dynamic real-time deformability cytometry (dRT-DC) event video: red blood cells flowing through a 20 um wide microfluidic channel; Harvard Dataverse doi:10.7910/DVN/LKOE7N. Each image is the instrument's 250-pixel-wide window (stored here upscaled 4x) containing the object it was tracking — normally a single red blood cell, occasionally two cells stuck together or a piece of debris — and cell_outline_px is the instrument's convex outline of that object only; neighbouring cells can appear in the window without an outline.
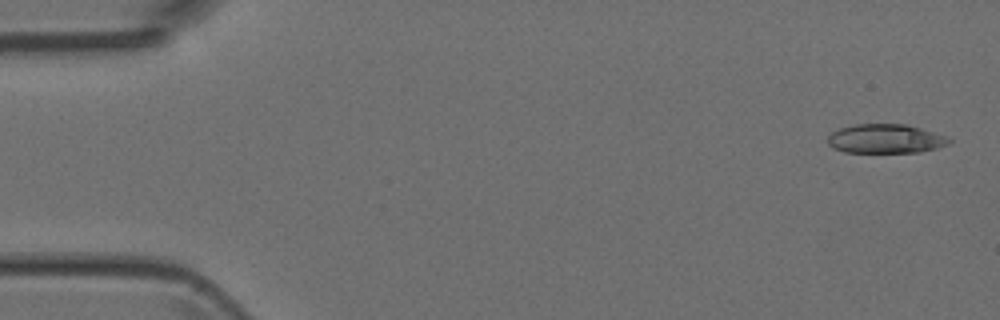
{"species": "Egyptian fruit bat (a non-hibernating species)", "species_latin": "Rousettus aegyptiacus", "temperature_condition": "room temperature", "stored_images_in_passage": 5, "camera_frame_rate_fps": 3000, "um_per_image_px": 0.085, "animal": {"sex": "female"}, "frame": {"image": 1, "passage_image": 1, "time_ms": 0.0, "image_size_px": [1000, 320], "cell_outline_px": [[952, 140], [948, 144], [936, 148], [920, 152], [844, 152], [832, 148], [828, 144], [828, 136], [832, 132], [840, 128], [856, 124], [904, 124], [920, 128], [944, 136]], "centroid_in_image_um": [75.23, 11.8], "position_along_channel_um": 9.8, "area_um2": 20.4}}
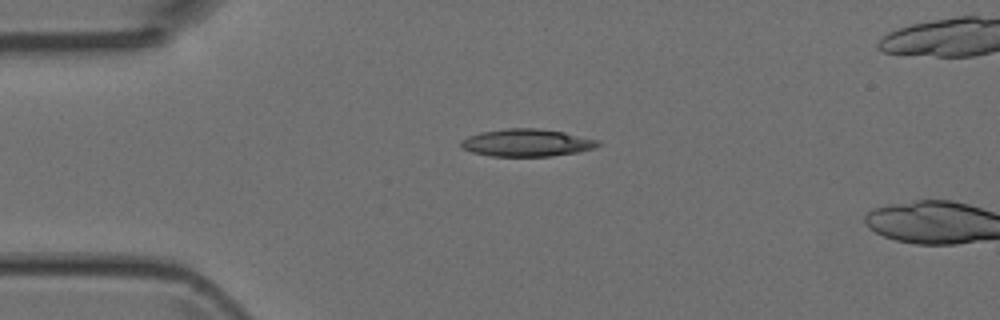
{"frame": {"image": 2, "passage_image": 4, "time_ms": 3.333, "image_size_px": [1000, 320], "cell_outline_px": [[600, 144], [596, 148], [580, 152], [552, 156], [488, 156], [472, 152], [460, 148], [460, 140], [468, 136], [480, 132], [508, 128], [540, 128], [564, 132], [600, 140]], "centroid_in_image_um": [44.78, 12.13], "position_along_channel_um": 40.2, "area_um2": 22.25}}